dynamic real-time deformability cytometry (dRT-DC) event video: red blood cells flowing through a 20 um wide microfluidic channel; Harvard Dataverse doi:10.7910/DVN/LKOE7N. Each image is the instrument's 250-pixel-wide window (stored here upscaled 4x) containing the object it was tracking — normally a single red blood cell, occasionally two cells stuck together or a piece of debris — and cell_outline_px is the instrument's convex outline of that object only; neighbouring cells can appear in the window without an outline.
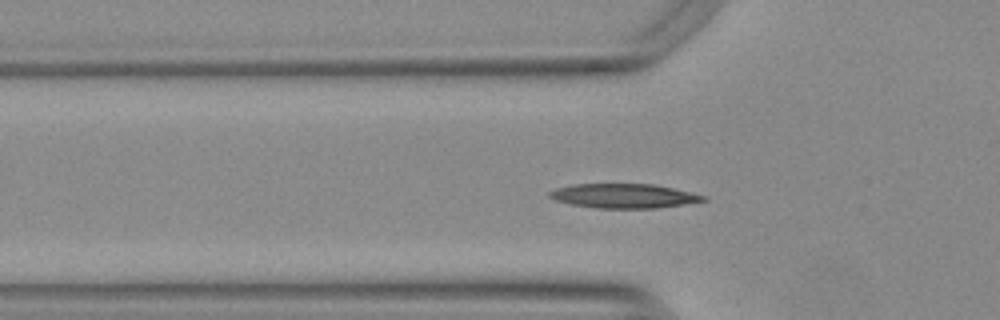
{"species": "Egyptian fruit bat (a non-hibernating species)", "species_latin": "Rousettus aegyptiacus", "temperature_condition": "warm", "stored_images_in_passage": 54, "camera_frame_rate_fps": 3000, "um_per_image_px": 0.085, "animal": {"sex": "female"}, "frame": {"image": 1, "passage_image": 17, "time_ms": 5.333, "image_size_px": [1000, 320], "cell_outline_px": [[708, 200], [684, 204], [656, 208], [596, 208], [572, 204], [556, 200], [548, 196], [548, 192], [556, 188], [572, 184], [652, 184], [672, 188], [708, 196]], "centroid_in_image_um": [53.03, 16.65], "position_along_channel_um": 72.8, "area_um2": 21.73}}
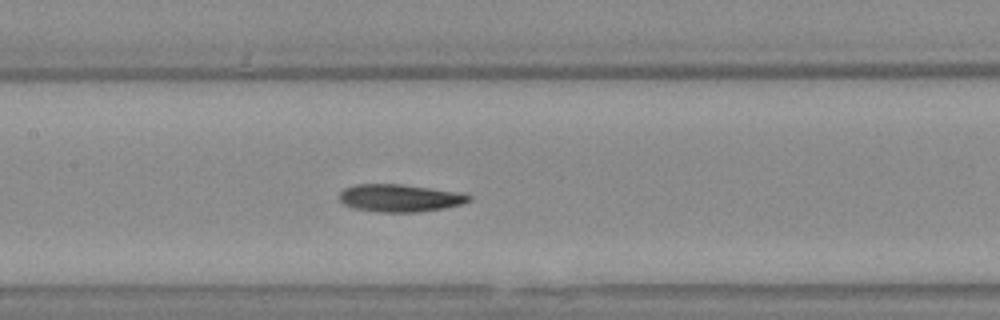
{"frame": {"image": 2, "passage_image": 25, "time_ms": 8.0, "image_size_px": [1000, 320], "cell_outline_px": [[472, 200], [460, 204], [444, 208], [416, 212], [380, 212], [352, 208], [344, 204], [340, 200], [340, 192], [344, 188], [356, 184], [400, 184], [428, 188], [452, 192], [472, 196]], "centroid_in_image_um": [33.92, 16.84], "position_along_channel_um": 173.5, "area_um2": 20.46}}
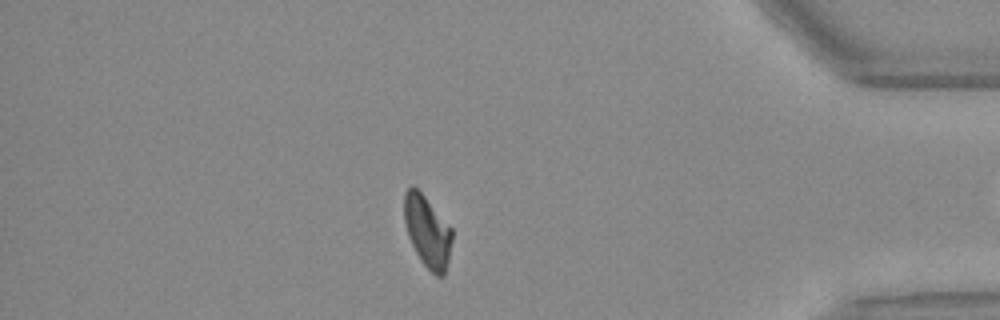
{"frame": {"image": 3, "passage_image": 46, "time_ms": 15.0, "image_size_px": [1000, 320], "cell_outline_px": [[452, 240], [448, 260], [444, 276], [436, 276], [424, 264], [416, 252], [408, 236], [404, 220], [404, 192], [412, 184], [424, 196], [452, 228]], "centroid_in_image_um": [36.32, 19.66], "position_along_channel_um": 398.9, "area_um2": 19.71}, "authors_computed_cell_mechanics": {"area_um2": 20.3167, "velocity_mm_per_s": 3.7566, "shape_relaxation_time_tau1_ms": 5.934, "shape_relaxation_time_tau2_ms": 4.425, "deformation_change_tau1": 0.1857, "deformation_change_tau2": 0.1237}}